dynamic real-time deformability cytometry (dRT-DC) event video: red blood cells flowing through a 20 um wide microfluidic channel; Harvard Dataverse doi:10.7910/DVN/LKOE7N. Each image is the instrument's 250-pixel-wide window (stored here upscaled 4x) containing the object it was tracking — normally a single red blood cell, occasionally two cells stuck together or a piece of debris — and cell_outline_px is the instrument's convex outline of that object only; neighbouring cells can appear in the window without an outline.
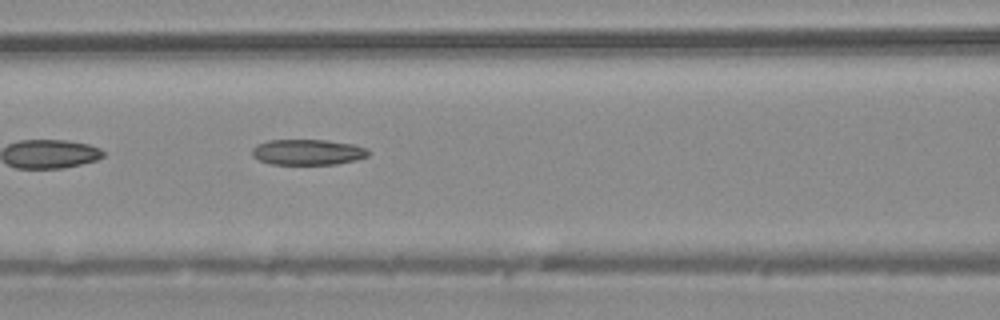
{"species": "common noctule bat (a hibernating species)", "species_latin": "Nyctalus noctula", "temperature_condition": "warm", "stored_images_in_passage": 18, "camera_frame_rate_fps": 3000, "um_per_image_px": 0.085, "animal": {"sex": "male", "body_mass_g": 20.4}, "frame": {"image": 1, "passage_image": 6, "time_ms": 1.667, "image_size_px": [1000, 320], "cell_outline_px": [[368, 156], [356, 160], [336, 164], [272, 164], [260, 160], [252, 156], [252, 148], [256, 144], [268, 140], [328, 140], [352, 144], [368, 148]], "centroid_in_image_um": [26.15, 12.92], "position_along_channel_um": 140.4, "area_um2": 17.4}}